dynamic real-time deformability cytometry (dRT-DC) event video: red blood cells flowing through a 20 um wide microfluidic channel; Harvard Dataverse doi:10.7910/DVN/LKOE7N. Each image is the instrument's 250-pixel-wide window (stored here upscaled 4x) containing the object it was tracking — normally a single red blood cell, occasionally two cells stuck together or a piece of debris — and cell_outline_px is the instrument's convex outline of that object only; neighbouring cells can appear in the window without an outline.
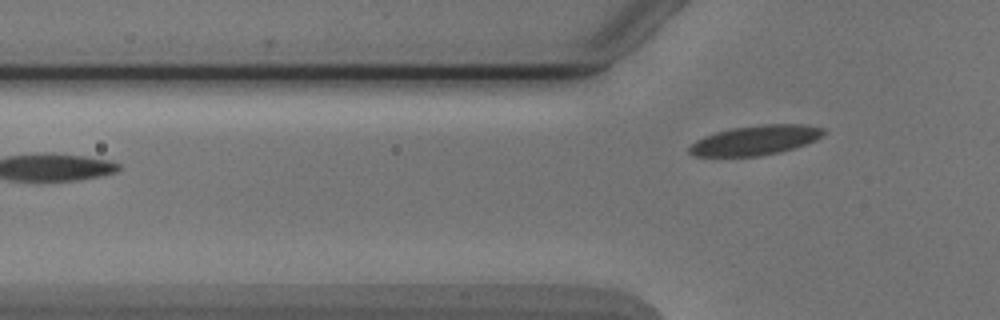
{"species": "Egyptian fruit bat (a non-hibernating species)", "species_latin": "Rousettus aegyptiacus", "temperature_condition": "cold", "stored_images_in_passage": 3, "camera_frame_rate_fps": 3000, "um_per_image_px": 0.085, "animal": {"sex": "male"}, "frame": {"image": 1, "passage_image": 3, "time_ms": 2.667, "image_size_px": [1000, 320], "cell_outline_px": [[824, 136], [816, 140], [780, 152], [760, 156], [692, 156], [688, 152], [688, 144], [704, 136], [716, 132], [732, 128], [760, 124], [804, 124], [824, 128]], "centroid_in_image_um": [64.18, 11.91], "position_along_channel_um": 61.6, "area_um2": 23.35}}